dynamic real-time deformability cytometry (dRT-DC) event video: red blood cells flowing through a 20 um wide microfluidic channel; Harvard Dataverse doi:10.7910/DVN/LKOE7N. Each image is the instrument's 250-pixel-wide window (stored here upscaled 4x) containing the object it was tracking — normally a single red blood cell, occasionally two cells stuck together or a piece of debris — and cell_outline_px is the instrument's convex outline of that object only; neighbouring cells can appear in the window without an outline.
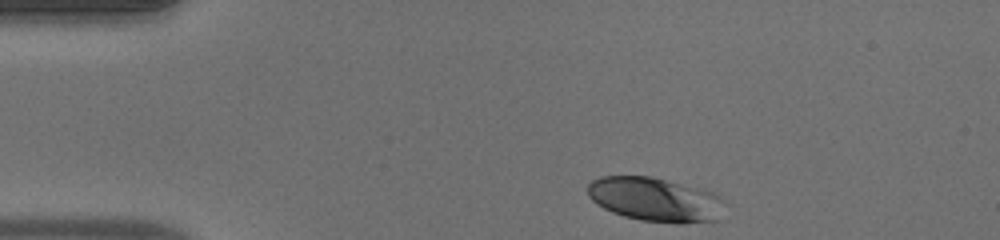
{"species": "human", "species_latin": "Homo sapiens", "temperature_condition": "warm", "stored_images_in_passage": 36, "camera_frame_rate_fps": 3000, "um_per_image_px": 0.085, "donor": {"sex": "male"}, "frame": {"image": 1, "passage_image": 1, "time_ms": 0.0, "image_size_px": [1000, 240], "cell_outline_px": [[724, 200], [716, 220], [680, 224], [640, 220], [624, 216], [612, 212], [596, 204], [588, 196], [588, 184], [592, 180], [600, 176], [652, 176], [712, 192], [720, 196]], "centroid_in_image_um": [55.64, 16.95], "position_along_channel_um": 29.4, "area_um2": 35.03}}
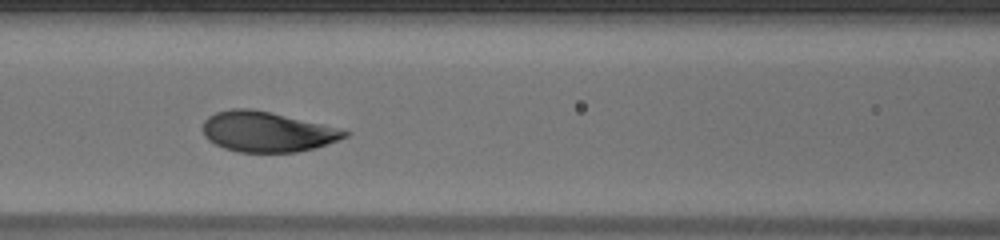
{"frame": {"image": 2, "passage_image": 14, "time_ms": 4.333, "image_size_px": [1000, 240], "cell_outline_px": [[352, 132], [348, 136], [316, 148], [296, 152], [240, 152], [224, 148], [208, 140], [204, 136], [204, 120], [208, 116], [216, 112], [232, 108], [252, 108], [340, 128]], "centroid_in_image_um": [22.71, 11.2], "position_along_channel_um": 143.9, "area_um2": 33.23}}
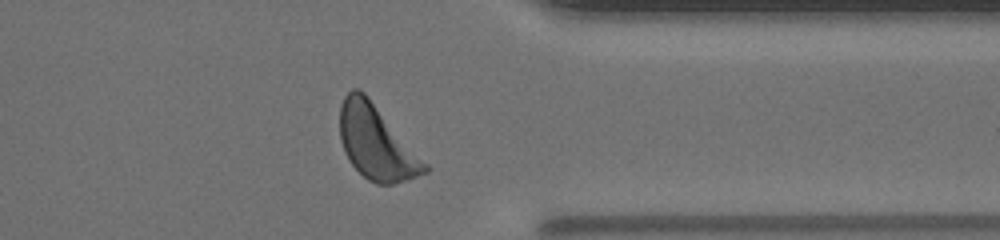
{"frame": {"image": 3, "passage_image": 32, "time_ms": 10.333, "image_size_px": [1000, 240], "cell_outline_px": [[428, 172], [408, 180], [392, 184], [376, 184], [368, 180], [352, 164], [344, 152], [340, 140], [340, 104], [344, 96], [352, 88], [360, 88], [364, 92], [428, 164]], "centroid_in_image_um": [31.98, 12.12], "position_along_channel_um": 379.4, "area_um2": 36.41}, "authors_computed_cell_mechanics": {"area_um2": 33.5818, "velocity_mm_per_s": 4.05, "shape_relaxation_time_tau1_ms": 3.7682, "shape_relaxation_time_tau2_ms": null, "deformation_change_tau1": 0.1953, "deformation_change_tau2": null}}